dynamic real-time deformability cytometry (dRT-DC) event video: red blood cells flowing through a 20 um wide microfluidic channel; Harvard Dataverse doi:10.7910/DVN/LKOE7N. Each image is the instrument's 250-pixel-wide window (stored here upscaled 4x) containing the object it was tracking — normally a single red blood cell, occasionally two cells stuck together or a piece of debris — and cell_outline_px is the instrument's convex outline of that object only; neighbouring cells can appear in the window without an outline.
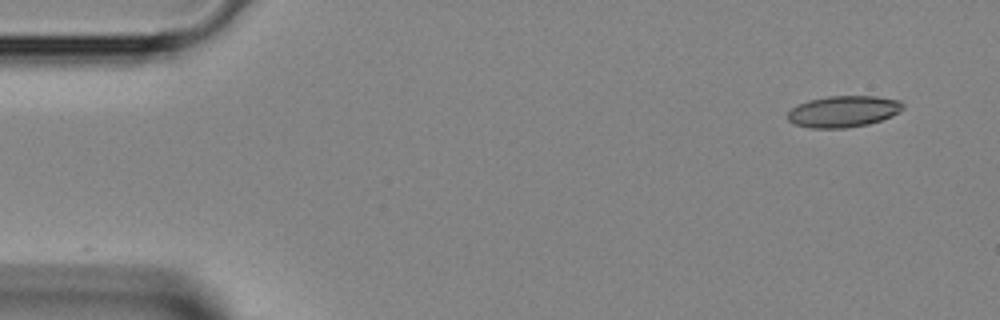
{"species": "Egyptian fruit bat (a non-hibernating species)", "species_latin": "Rousettus aegyptiacus", "temperature_condition": "room temperature", "stored_images_in_passage": 39, "camera_frame_rate_fps": 3000, "um_per_image_px": 0.085, "animal": {"sex": "female"}, "frame": {"image": 1, "passage_image": 1, "time_ms": 0.0, "image_size_px": [1000, 320], "cell_outline_px": [[904, 108], [900, 112], [892, 116], [868, 124], [844, 128], [812, 128], [792, 124], [788, 120], [788, 112], [792, 108], [808, 100], [828, 96], [876, 96], [900, 100], [904, 104]], "centroid_in_image_um": [71.7, 9.47], "position_along_channel_um": 13.3, "area_um2": 21.15}}
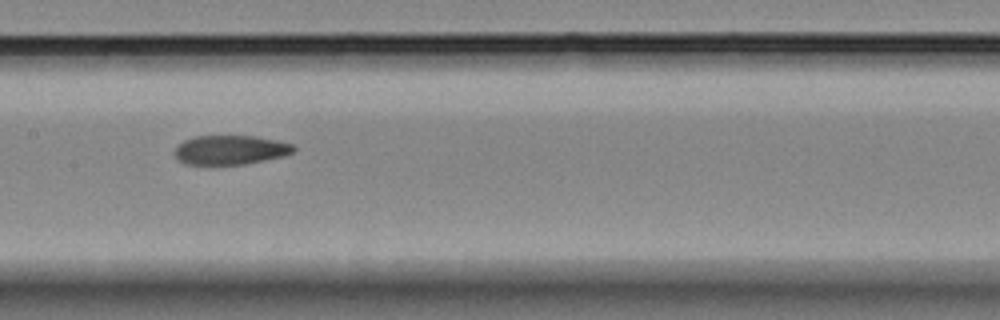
{"frame": {"image": 2, "passage_image": 19, "time_ms": 6.0, "image_size_px": [1000, 320], "cell_outline_px": [[296, 148], [292, 152], [284, 156], [244, 164], [184, 164], [176, 160], [172, 152], [184, 140], [192, 136], [256, 136], [276, 140], [292, 144]], "centroid_in_image_um": [19.53, 12.74], "position_along_channel_um": 187.9, "area_um2": 20.35}}
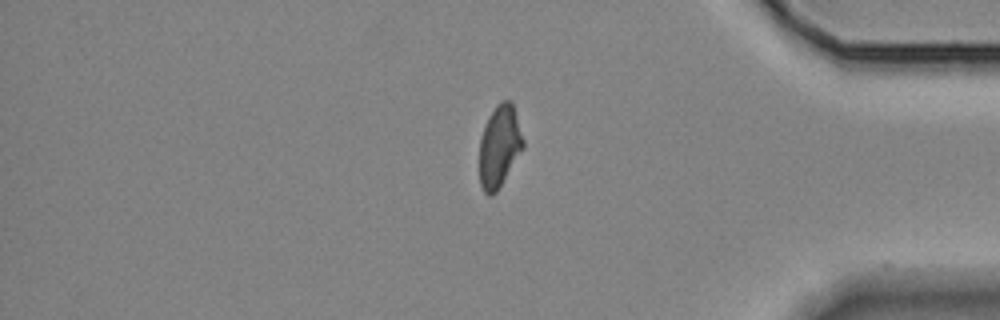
{"frame": {"image": 3, "passage_image": 34, "time_ms": 11.0, "image_size_px": [1000, 320], "cell_outline_px": [[524, 148], [496, 192], [492, 196], [488, 196], [484, 192], [480, 184], [480, 140], [488, 116], [496, 104], [500, 100], [512, 100], [524, 140]], "centroid_in_image_um": [42.46, 12.41], "position_along_channel_um": 392.7, "area_um2": 20.92}}